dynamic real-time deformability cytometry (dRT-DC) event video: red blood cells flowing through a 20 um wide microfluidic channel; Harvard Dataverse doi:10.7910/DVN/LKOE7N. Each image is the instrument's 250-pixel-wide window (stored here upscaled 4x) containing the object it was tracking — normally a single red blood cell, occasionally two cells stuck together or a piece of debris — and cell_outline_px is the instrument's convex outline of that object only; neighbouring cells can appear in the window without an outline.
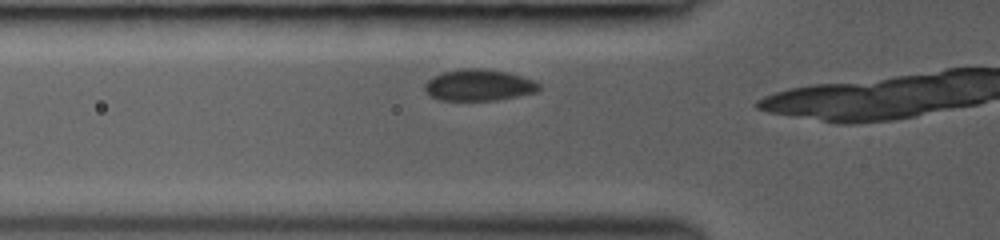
{"species": "common noctule bat (a hibernating species)", "species_latin": "Nyctalus noctula", "temperature_condition": "room temperature", "stored_images_in_passage": 13, "camera_frame_rate_fps": 3000, "um_per_image_px": 0.085, "animal": {"sex": "female", "body_mass_g": 19.0, "forearm_length_mm": 53.3}, "frame": {"image": 1, "passage_image": 12, "time_ms": 3.667, "image_size_px": [1000, 240], "cell_outline_px": [[540, 92], [496, 100], [440, 100], [428, 96], [424, 88], [424, 84], [432, 76], [444, 72], [460, 68], [484, 68], [508, 72], [536, 80], [540, 84]], "centroid_in_image_um": [40.72, 7.23], "position_along_channel_um": 85.1, "area_um2": 21.33}}